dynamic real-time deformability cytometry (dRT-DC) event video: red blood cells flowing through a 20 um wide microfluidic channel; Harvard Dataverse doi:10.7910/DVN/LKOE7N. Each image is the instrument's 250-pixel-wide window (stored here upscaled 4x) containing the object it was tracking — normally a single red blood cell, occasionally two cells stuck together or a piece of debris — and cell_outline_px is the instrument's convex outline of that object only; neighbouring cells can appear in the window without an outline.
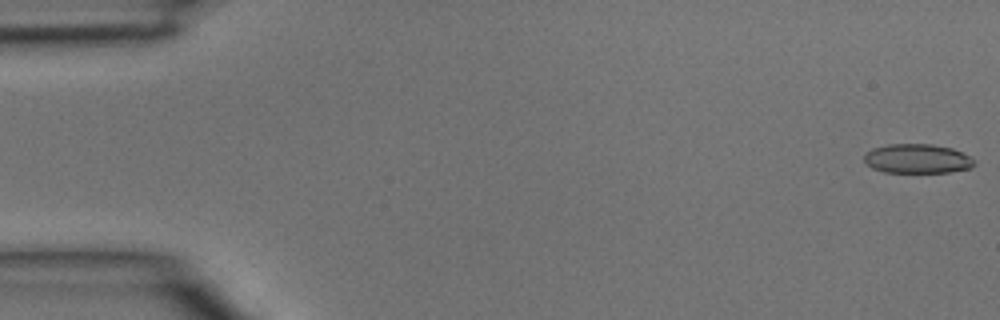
{"species": "common noctule bat (a hibernating species)", "species_latin": "Nyctalus noctula", "temperature_condition": "room temperature", "stored_images_in_passage": 4, "camera_frame_rate_fps": 3000, "um_per_image_px": 0.085, "animal": {"sex": "male", "body_mass_g": 15.6}, "frame": {"image": 1, "passage_image": 1, "time_ms": 0.0, "image_size_px": [1000, 320], "cell_outline_px": [[976, 164], [972, 168], [948, 172], [884, 172], [872, 168], [864, 160], [864, 156], [872, 148], [888, 144], [932, 144], [952, 148], [976, 160]], "centroid_in_image_um": [77.99, 13.49], "position_along_channel_um": 7.0, "area_um2": 18.79}}
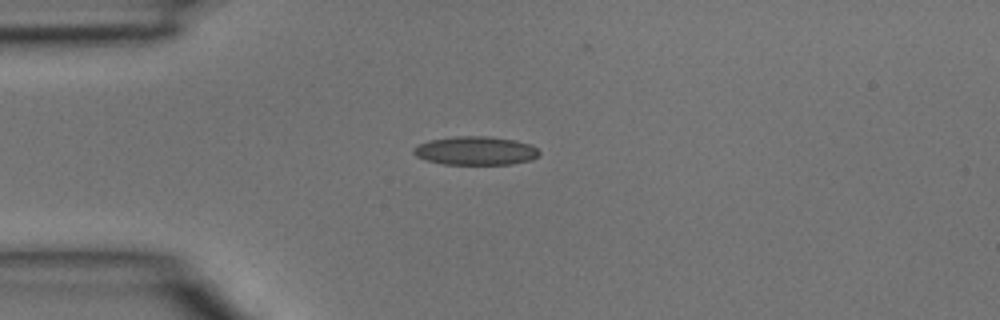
{"frame": {"image": 2, "passage_image": 4, "time_ms": 1.0, "image_size_px": [1000, 320], "cell_outline_px": [[540, 156], [532, 160], [512, 164], [444, 164], [428, 160], [416, 156], [412, 152], [412, 148], [428, 140], [456, 136], [488, 136], [516, 140], [532, 144], [540, 152]], "centroid_in_image_um": [40.47, 12.8], "position_along_channel_um": 44.5, "area_um2": 21.1}}